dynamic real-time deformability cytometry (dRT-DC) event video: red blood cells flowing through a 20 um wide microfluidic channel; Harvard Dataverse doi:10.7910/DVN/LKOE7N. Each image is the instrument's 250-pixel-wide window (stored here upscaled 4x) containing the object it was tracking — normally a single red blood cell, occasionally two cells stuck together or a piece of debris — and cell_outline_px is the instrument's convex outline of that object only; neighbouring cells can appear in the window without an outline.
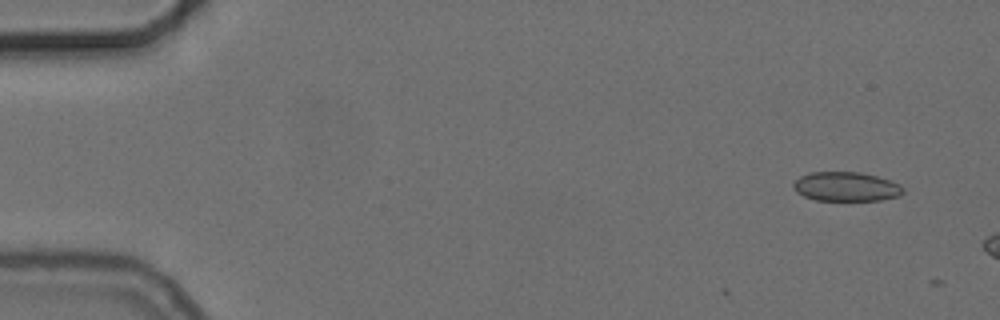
{"species": "common noctule bat (a hibernating species)", "species_latin": "Nyctalus noctula", "temperature_condition": "cold", "stored_images_in_passage": 3, "camera_frame_rate_fps": 3000, "um_per_image_px": 0.085, "animal": {"sex": "female", "body_mass_g": 24.6, "forearm_length_mm": 56.2}, "frame": {"image": 1, "passage_image": 1, "time_ms": 0.0, "image_size_px": [1000, 320], "cell_outline_px": [[904, 192], [900, 196], [880, 200], [816, 200], [804, 196], [796, 192], [792, 188], [792, 184], [800, 176], [812, 172], [860, 172], [876, 176], [900, 184], [904, 188]], "centroid_in_image_um": [71.91, 15.86], "position_along_channel_um": 13.1, "area_um2": 18.73}}